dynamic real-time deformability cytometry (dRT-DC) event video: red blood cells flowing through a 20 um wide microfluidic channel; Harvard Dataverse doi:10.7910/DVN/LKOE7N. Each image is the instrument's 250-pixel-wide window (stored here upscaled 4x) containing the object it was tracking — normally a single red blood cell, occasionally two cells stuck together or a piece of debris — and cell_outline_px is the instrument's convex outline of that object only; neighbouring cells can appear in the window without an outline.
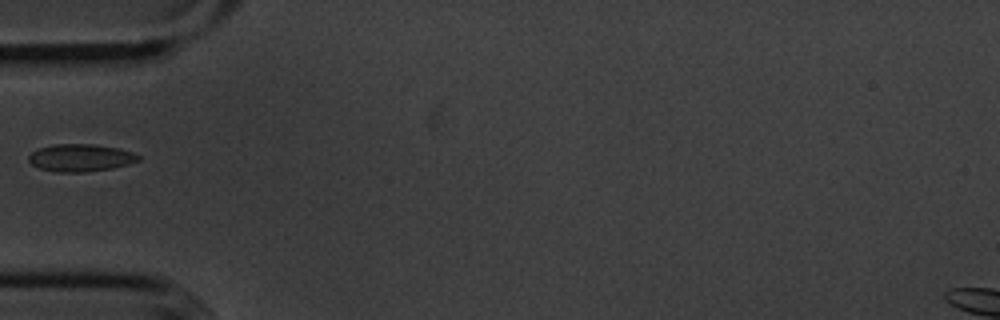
{"species": "common noctule bat (a hibernating species)", "species_latin": "Nyctalus noctula", "temperature_condition": "cold", "stored_images_in_passage": 28, "camera_frame_rate_fps": 3000, "um_per_image_px": 0.085, "animal": {"sex": "male", "body_mass_g": 20.1, "forearm_length_mm": 53.5}, "frame": {"image": 1, "passage_image": 1, "time_ms": 0.0, "image_size_px": [1000, 320], "cell_outline_px": [[140, 160], [128, 164], [112, 168], [84, 172], [56, 172], [40, 168], [32, 164], [28, 160], [28, 156], [32, 152], [40, 148], [52, 144], [92, 144], [120, 148], [132, 152], [140, 156]], "centroid_in_image_um": [6.85, 13.4], "position_along_channel_um": 78.1, "area_um2": 17.51}}
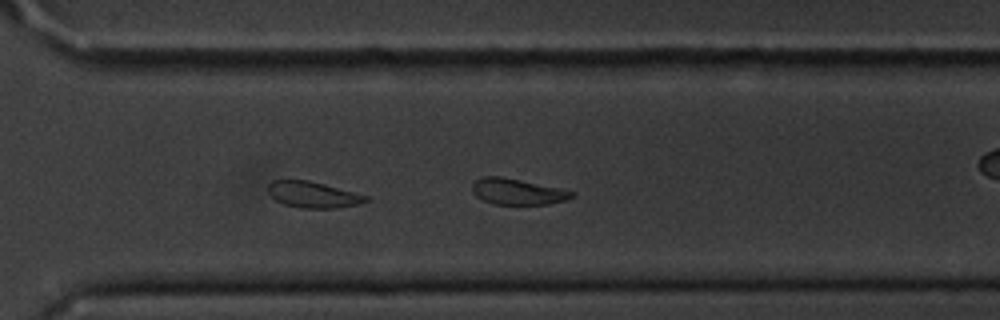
{"frame": {"image": 2, "passage_image": 18, "time_ms": 5.667, "image_size_px": [1000, 320], "cell_outline_px": [[368, 200], [356, 204], [336, 208], [300, 208], [284, 204], [276, 200], [268, 192], [268, 184], [272, 180], [308, 180], [324, 184], [368, 196]], "centroid_in_image_um": [26.56, 16.54], "position_along_channel_um": 344.0, "area_um2": 14.68}}
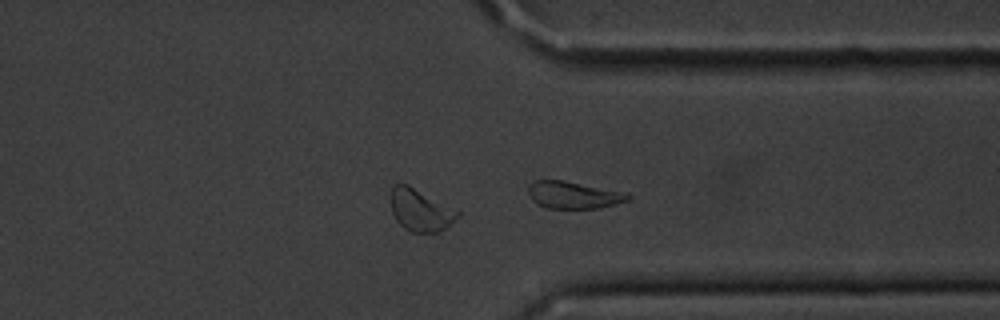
{"frame": {"image": 3, "passage_image": 21, "time_ms": 6.667, "image_size_px": [1000, 320], "cell_outline_px": [[460, 216], [444, 228], [436, 232], [408, 232], [396, 220], [392, 212], [388, 196], [392, 184], [408, 184], [460, 208]], "centroid_in_image_um": [35.74, 17.81], "position_along_channel_um": 375.7, "area_um2": 17.22}}